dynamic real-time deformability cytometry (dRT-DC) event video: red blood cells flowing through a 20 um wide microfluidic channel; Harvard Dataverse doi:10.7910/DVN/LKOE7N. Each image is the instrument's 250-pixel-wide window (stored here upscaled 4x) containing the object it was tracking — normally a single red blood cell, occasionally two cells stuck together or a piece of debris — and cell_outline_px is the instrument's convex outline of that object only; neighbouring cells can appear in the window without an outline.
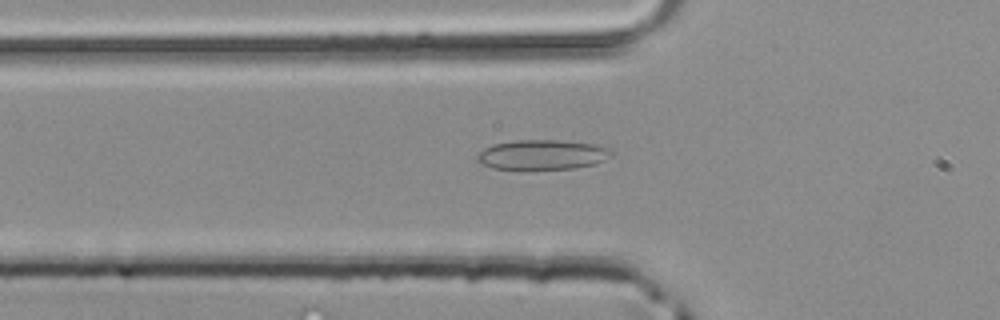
{"species": "common noctule bat (a hibernating species)", "species_latin": "Nyctalus noctula", "temperature_condition": "room temperature", "stored_images_in_passage": 44, "camera_frame_rate_fps": 3000, "um_per_image_px": 0.085, "animal": {"sex": "male", "body_mass_g": 20.4}, "frame": {"image": 1, "passage_image": 15, "time_ms": 4.667, "image_size_px": [1000, 320], "cell_outline_px": [[612, 156], [596, 164], [576, 168], [524, 172], [492, 168], [480, 164], [476, 160], [476, 156], [484, 148], [492, 144], [516, 140], [560, 140], [592, 144], [608, 148], [612, 152]], "centroid_in_image_um": [46.03, 13.2], "position_along_channel_um": 79.8, "area_um2": 24.33}}
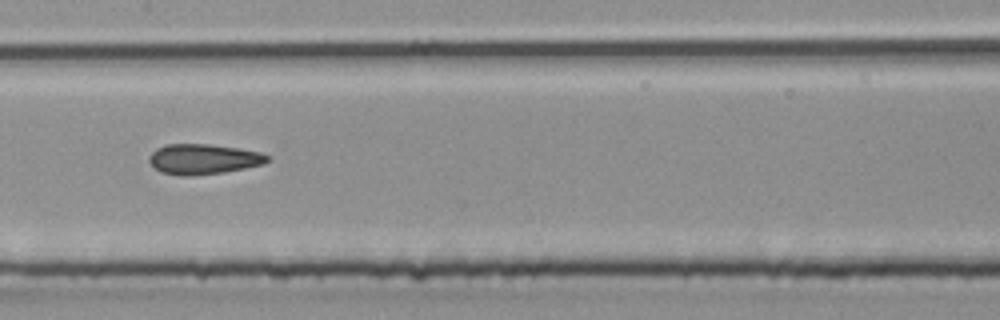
{"frame": {"image": 2, "passage_image": 22, "time_ms": 7.0, "image_size_px": [1000, 320], "cell_outline_px": [[268, 160], [264, 164], [224, 172], [192, 176], [180, 176], [160, 172], [148, 160], [152, 152], [156, 148], [164, 144], [208, 144], [240, 148], [260, 152], [268, 156]], "centroid_in_image_um": [17.27, 13.52], "position_along_channel_um": 190.1, "area_um2": 20.87}}
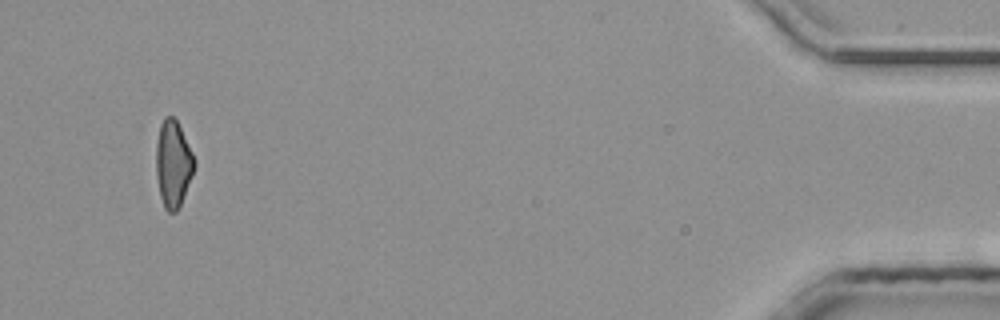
{"frame": {"image": 3, "passage_image": 42, "time_ms": 13.667, "image_size_px": [1000, 320], "cell_outline_px": [[196, 164], [192, 176], [180, 204], [176, 212], [168, 212], [164, 208], [160, 196], [156, 176], [156, 144], [160, 124], [164, 116], [172, 116], [176, 120], [196, 160]], "centroid_in_image_um": [14.7, 13.93], "position_along_channel_um": 420.5, "area_um2": 19.25}}